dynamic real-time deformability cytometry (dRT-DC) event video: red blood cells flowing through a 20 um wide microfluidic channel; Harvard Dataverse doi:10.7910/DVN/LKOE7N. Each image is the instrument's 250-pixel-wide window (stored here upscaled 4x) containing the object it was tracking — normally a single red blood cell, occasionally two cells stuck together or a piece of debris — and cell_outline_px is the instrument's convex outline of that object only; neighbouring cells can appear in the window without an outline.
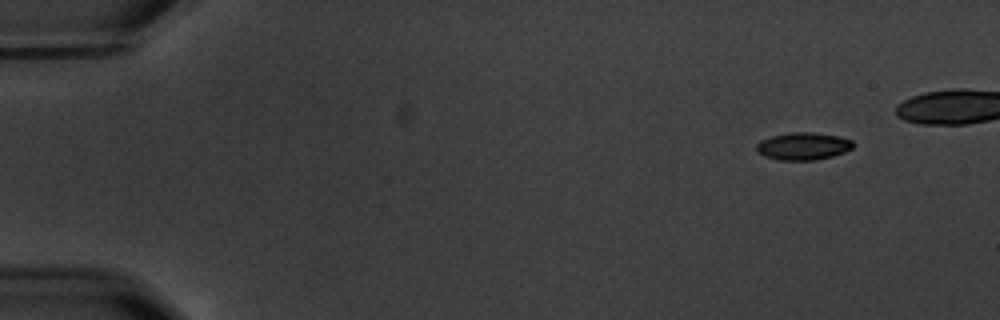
{"species": "common noctule bat (a hibernating species)", "species_latin": "Nyctalus noctula", "temperature_condition": "warm", "stored_images_in_passage": 9, "camera_frame_rate_fps": 3000, "um_per_image_px": 0.085, "animal": {"sex": "male", "body_mass_g": 20.1, "forearm_length_mm": 53.5}, "frame": {"image": 1, "passage_image": 1, "time_ms": 0.0, "image_size_px": [1000, 320], "cell_outline_px": [[852, 148], [844, 152], [832, 156], [816, 160], [780, 160], [764, 156], [756, 152], [756, 144], [760, 140], [772, 136], [792, 132], [812, 132], [836, 136], [852, 140]], "centroid_in_image_um": [68.22, 12.43], "position_along_channel_um": 16.8, "area_um2": 15.37}}
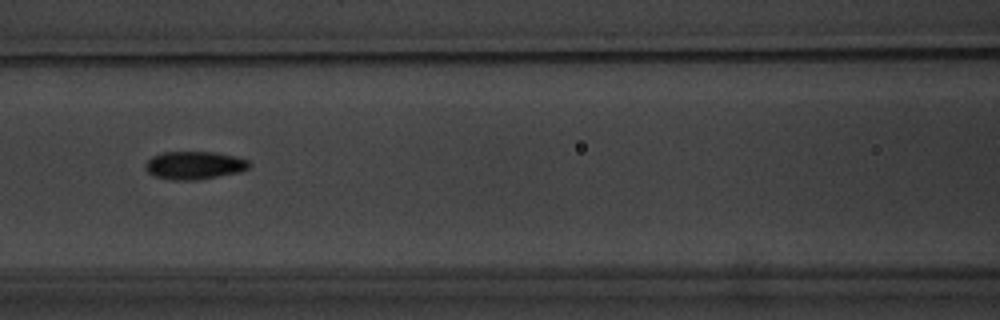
{"frame": {"image": 2, "passage_image": 7, "time_ms": 7.0, "image_size_px": [1000, 320], "cell_outline_px": [[252, 164], [248, 168], [240, 172], [196, 180], [168, 180], [156, 176], [148, 172], [144, 168], [144, 164], [152, 156], [164, 152], [216, 152], [248, 160]], "centroid_in_image_um": [16.5, 14.05], "position_along_channel_um": 150.1, "area_um2": 16.94}}
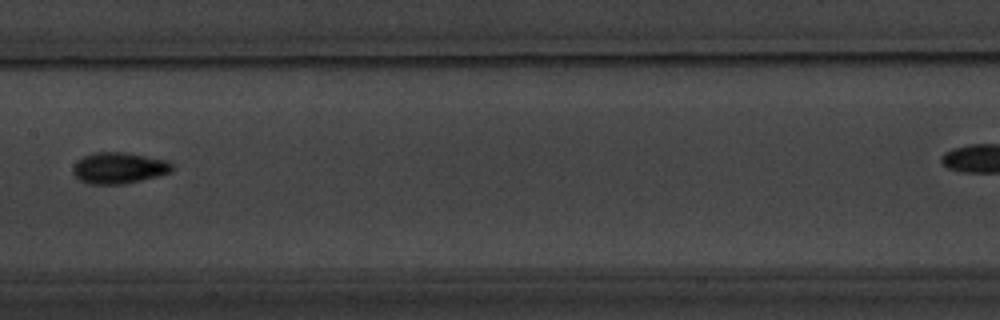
{"frame": {"image": 3, "passage_image": 8, "time_ms": 8.333, "image_size_px": [1000, 320], "cell_outline_px": [[172, 172], [124, 184], [88, 184], [80, 180], [72, 172], [72, 168], [76, 160], [92, 152], [124, 152], [168, 160], [172, 164]], "centroid_in_image_um": [10.07, 14.27], "position_along_channel_um": 197.3, "area_um2": 18.09}}